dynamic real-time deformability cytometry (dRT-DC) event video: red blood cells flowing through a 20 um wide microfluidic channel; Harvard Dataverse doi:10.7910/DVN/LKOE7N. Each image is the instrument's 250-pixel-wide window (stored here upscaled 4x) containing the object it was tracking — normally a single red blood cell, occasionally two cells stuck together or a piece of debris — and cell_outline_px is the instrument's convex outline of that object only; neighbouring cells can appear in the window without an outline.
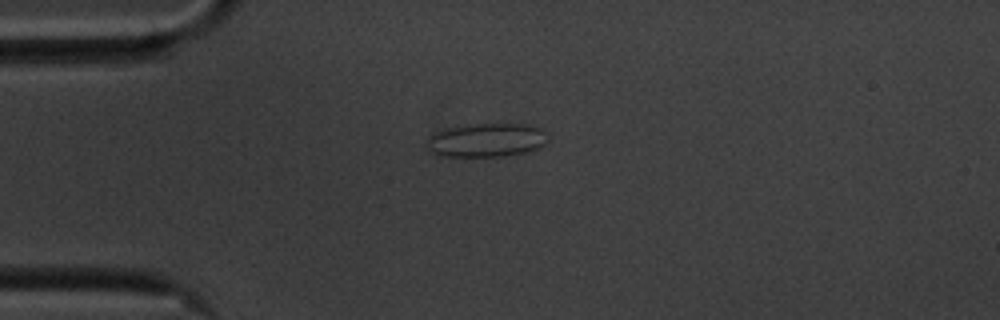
{"species": "common noctule bat (a hibernating species)", "species_latin": "Nyctalus noctula", "temperature_condition": "cold", "stored_images_in_passage": 44, "camera_frame_rate_fps": 3000, "um_per_image_px": 0.085, "animal": {"sex": "male", "body_mass_g": 20.1, "forearm_length_mm": 53.5}, "frame": {"image": 1, "passage_image": 1, "time_ms": 0.0, "image_size_px": [1000, 320], "cell_outline_px": [[548, 140], [544, 144], [536, 148], [524, 152], [500, 156], [440, 156], [428, 152], [424, 148], [428, 136], [444, 128], [476, 124], [524, 124], [540, 128], [548, 136]], "centroid_in_image_um": [41.26, 11.91], "position_along_channel_um": 43.7, "area_um2": 23.87}}
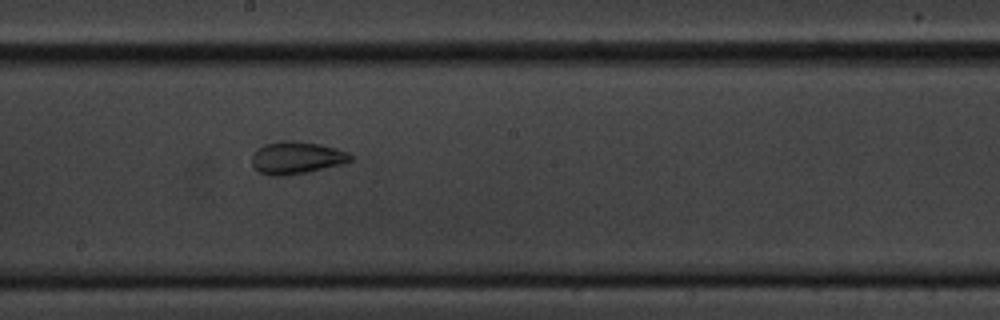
{"frame": {"image": 2, "passage_image": 18, "time_ms": 5.667, "image_size_px": [1000, 320], "cell_outline_px": [[352, 160], [340, 164], [308, 172], [284, 176], [268, 176], [260, 172], [252, 164], [252, 156], [256, 148], [264, 144], [280, 140], [292, 140], [320, 144], [336, 148], [348, 152], [352, 156]], "centroid_in_image_um": [25.17, 13.4], "position_along_channel_um": 223.0, "area_um2": 18.73}}
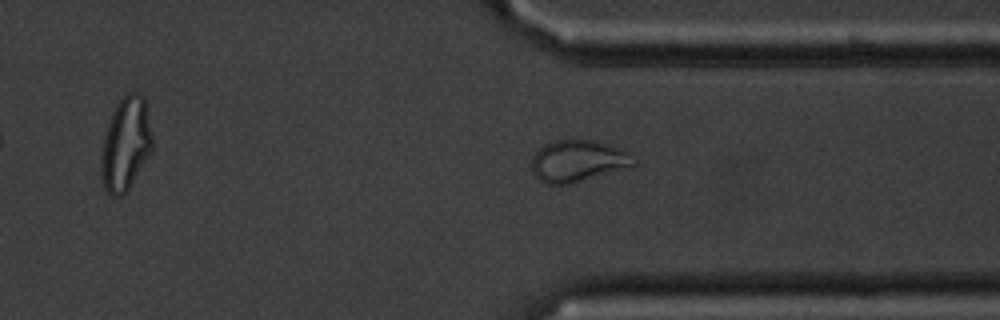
{"frame": {"image": 3, "passage_image": 30, "time_ms": 9.667, "image_size_px": [1000, 320], "cell_outline_px": [[636, 164], [572, 184], [544, 184], [532, 172], [532, 156], [544, 144], [556, 140], [596, 140], [628, 152], [636, 160]], "centroid_in_image_um": [49.08, 13.68], "position_along_channel_um": 362.3, "area_um2": 24.57}, "authors_computed_cell_mechanics": {"area_um2": 19.4497, "velocity_mm_per_s": 3.484, "shape_relaxation_time_tau1_ms": null, "shape_relaxation_time_tau2_ms": 1.755, "deformation_change_tau1": null, "deformation_change_tau2": 0.0813}}